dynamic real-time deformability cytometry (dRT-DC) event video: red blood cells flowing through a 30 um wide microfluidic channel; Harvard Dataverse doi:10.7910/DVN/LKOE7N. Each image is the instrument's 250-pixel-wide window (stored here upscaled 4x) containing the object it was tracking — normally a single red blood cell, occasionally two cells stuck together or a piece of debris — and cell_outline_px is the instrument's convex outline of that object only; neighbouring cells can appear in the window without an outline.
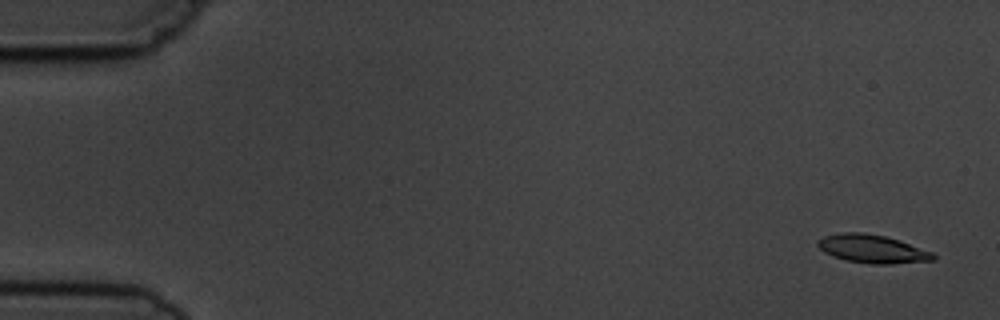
{"species": "common noctule bat (a hibernating species)", "species_latin": "Nyctalus noctula", "temperature_condition": "cold", "stored_images_in_passage": 5, "camera_frame_rate_fps": 3000, "um_per_image_px": 0.085, "animal": {"sex": "male", "body_mass_g": 19.5, "forearm_length_mm": 54.6}, "frame": {"image": 1, "passage_image": 1, "time_ms": 0.0, "image_size_px": [1000, 320], "cell_outline_px": [[936, 260], [892, 264], [872, 264], [848, 260], [832, 256], [824, 252], [816, 244], [816, 240], [824, 236], [840, 232], [864, 232], [884, 236], [932, 252], [936, 256]], "centroid_in_image_um": [74.11, 21.15], "position_along_channel_um": 10.9, "area_um2": 18.9}}
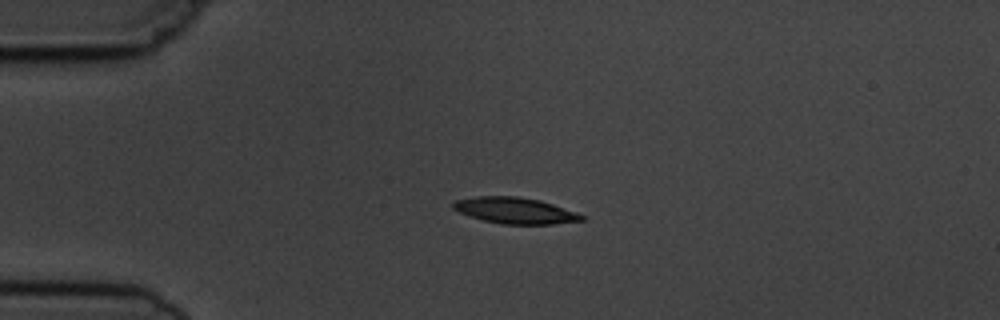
{"frame": {"image": 2, "passage_image": 4, "time_ms": 3.667, "image_size_px": [1000, 320], "cell_outline_px": [[584, 220], [552, 224], [500, 224], [484, 220], [460, 212], [452, 208], [452, 204], [456, 200], [476, 196], [516, 196], [540, 200], [576, 212], [584, 216]], "centroid_in_image_um": [43.78, 17.89], "position_along_channel_um": 41.2, "area_um2": 19.36}}